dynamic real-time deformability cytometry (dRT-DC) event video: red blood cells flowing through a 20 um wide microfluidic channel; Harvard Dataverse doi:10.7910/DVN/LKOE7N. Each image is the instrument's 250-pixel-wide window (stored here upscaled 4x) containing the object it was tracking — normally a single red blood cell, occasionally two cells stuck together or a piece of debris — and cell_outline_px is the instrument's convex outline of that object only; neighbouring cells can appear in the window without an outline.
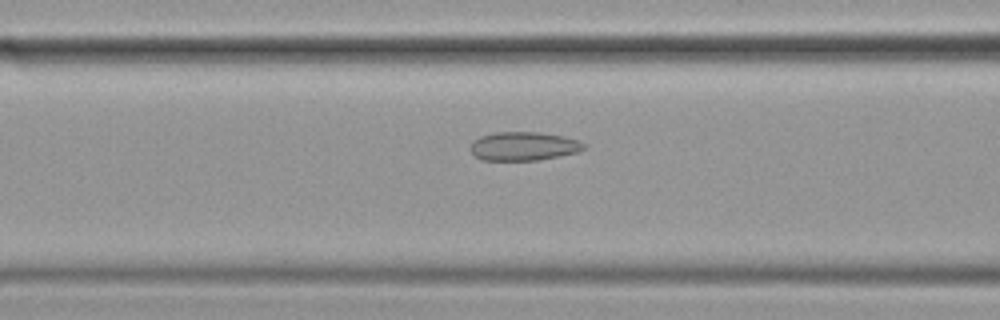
{"species": "common noctule bat (a hibernating species)", "species_latin": "Nyctalus noctula", "temperature_condition": "cold", "stored_images_in_passage": 9, "camera_frame_rate_fps": 3000, "um_per_image_px": 0.085, "animal": {"sex": "female", "body_mass_g": 19.9}, "frame": {"image": 1, "passage_image": 7, "time_ms": 2.0, "image_size_px": [1000, 320], "cell_outline_px": [[588, 148], [580, 152], [560, 156], [536, 160], [480, 160], [468, 148], [472, 140], [480, 136], [496, 132], [540, 132], [564, 136], [580, 140], [588, 144]], "centroid_in_image_um": [44.56, 12.42], "position_along_channel_um": 122.0, "area_um2": 19.42}}